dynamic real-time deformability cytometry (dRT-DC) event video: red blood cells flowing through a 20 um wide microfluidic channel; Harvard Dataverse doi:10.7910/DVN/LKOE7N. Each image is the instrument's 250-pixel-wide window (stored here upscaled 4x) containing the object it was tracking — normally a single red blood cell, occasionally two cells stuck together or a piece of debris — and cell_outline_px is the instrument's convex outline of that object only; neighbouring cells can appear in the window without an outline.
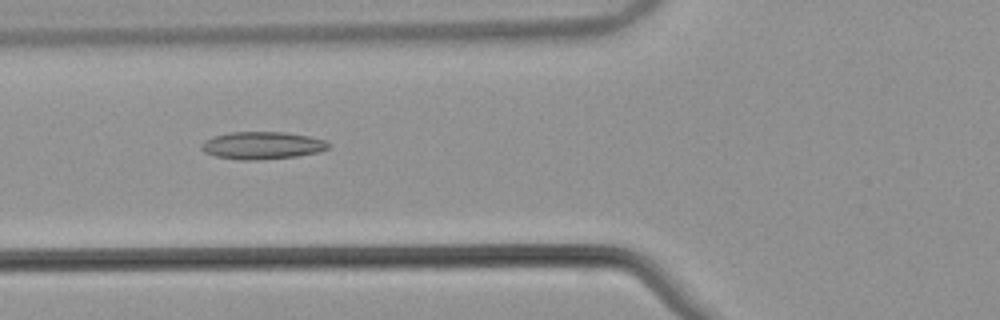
{"species": "common noctule bat (a hibernating species)", "species_latin": "Nyctalus noctula", "temperature_condition": "warm", "stored_images_in_passage": 36, "camera_frame_rate_fps": 3000, "um_per_image_px": 0.085, "animal": {"sex": "male", "body_mass_g": 21.5, "forearm_length_mm": 52.0}, "frame": {"image": 1, "passage_image": 10, "time_ms": 3.0, "image_size_px": [1000, 320], "cell_outline_px": [[328, 148], [316, 152], [296, 156], [256, 160], [240, 160], [216, 156], [204, 152], [200, 148], [204, 140], [212, 136], [228, 132], [288, 132], [328, 140]], "centroid_in_image_um": [22.25, 12.35], "position_along_channel_um": 103.5, "area_um2": 20.35}}
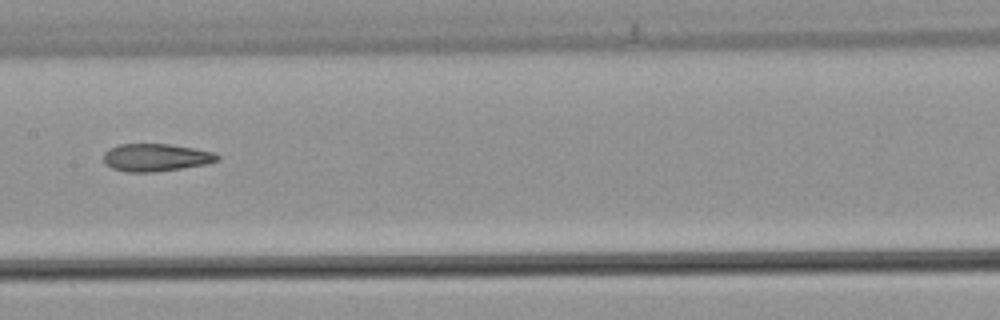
{"frame": {"image": 2, "passage_image": 17, "time_ms": 5.333, "image_size_px": [1000, 320], "cell_outline_px": [[220, 156], [216, 160], [204, 164], [156, 172], [128, 172], [112, 168], [104, 164], [104, 152], [108, 148], [120, 144], [168, 144], [196, 148], [216, 152]], "centroid_in_image_um": [13.22, 13.38], "position_along_channel_um": 194.2, "area_um2": 18.32}}
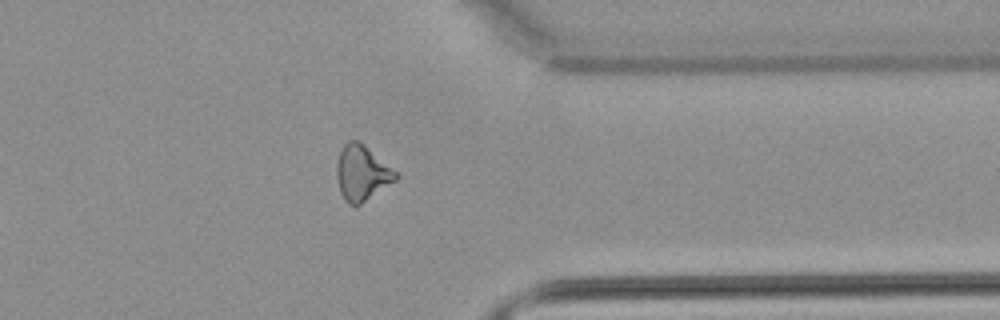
{"frame": {"image": 3, "passage_image": 32, "time_ms": 10.333, "image_size_px": [1000, 320], "cell_outline_px": [[400, 176], [396, 180], [356, 208], [348, 204], [344, 200], [340, 192], [336, 180], [336, 164], [340, 152], [344, 144], [348, 140], [360, 140], [396, 172]], "centroid_in_image_um": [30.73, 14.73], "position_along_channel_um": 380.7, "area_um2": 19.31}, "authors_computed_cell_mechanics": {"area_um2": 19.0451, "velocity_mm_per_s": 3.8736, "shape_relaxation_time_tau1_ms": null, "shape_relaxation_time_tau2_ms": 3.8816, "deformation_change_tau1": null, "deformation_change_tau2": 0.1461}}